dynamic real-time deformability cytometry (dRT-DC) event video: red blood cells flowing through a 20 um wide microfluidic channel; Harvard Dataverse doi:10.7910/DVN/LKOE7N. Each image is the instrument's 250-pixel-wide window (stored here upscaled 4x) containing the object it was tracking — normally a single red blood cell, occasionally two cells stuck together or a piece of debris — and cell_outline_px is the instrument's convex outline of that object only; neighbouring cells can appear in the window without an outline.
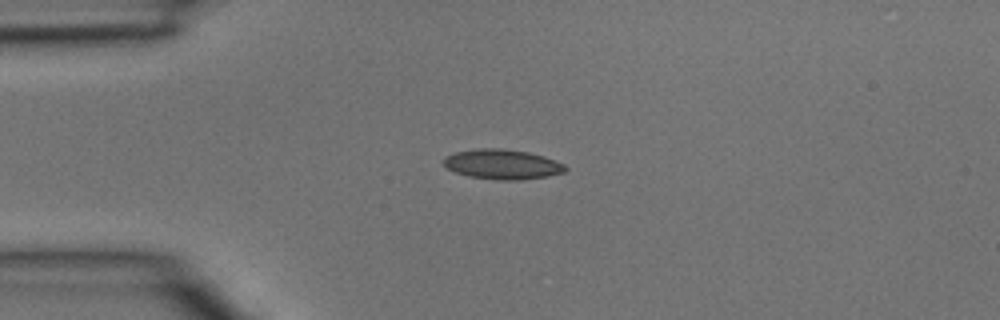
{"species": "common noctule bat (a hibernating species)", "species_latin": "Nyctalus noctula", "temperature_condition": "room temperature", "stored_images_in_passage": 2, "camera_frame_rate_fps": 3000, "um_per_image_px": 0.085, "animal": {"sex": "male", "body_mass_g": 15.6}, "frame": {"image": 1, "passage_image": 2, "time_ms": 0.333, "image_size_px": [1000, 320], "cell_outline_px": [[568, 168], [564, 172], [548, 176], [520, 180], [496, 180], [468, 176], [456, 172], [448, 168], [444, 164], [444, 156], [456, 152], [476, 148], [500, 148], [528, 152], [544, 156], [564, 164]], "centroid_in_image_um": [42.7, 13.96], "position_along_channel_um": 42.3, "area_um2": 21.21}}